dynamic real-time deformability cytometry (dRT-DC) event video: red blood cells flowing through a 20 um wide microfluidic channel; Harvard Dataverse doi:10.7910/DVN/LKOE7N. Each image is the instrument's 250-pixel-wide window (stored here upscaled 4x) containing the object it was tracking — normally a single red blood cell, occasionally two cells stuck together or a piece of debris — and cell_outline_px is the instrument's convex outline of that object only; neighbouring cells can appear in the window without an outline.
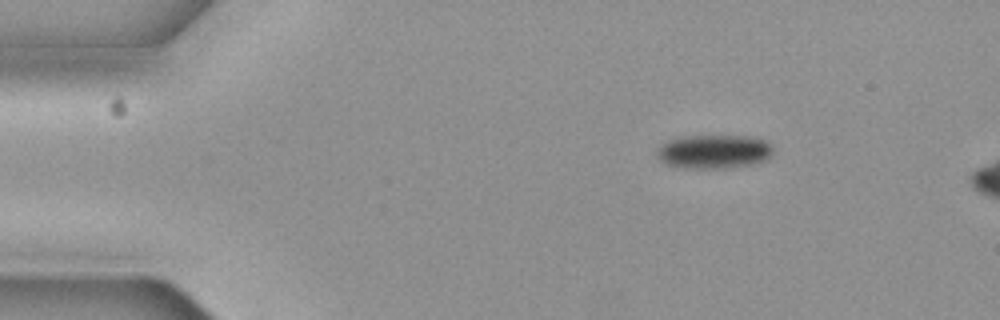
{"species": "common noctule bat (a hibernating species)", "species_latin": "Nyctalus noctula", "temperature_condition": "cold", "stored_images_in_passage": 2, "camera_frame_rate_fps": 3000, "um_per_image_px": 0.085, "animal": {"sex": "female", "body_mass_g": 19.3, "forearm_length_mm": 54.1}, "frame": {"image": 1, "passage_image": 1, "time_ms": 0.0, "image_size_px": [1000, 320], "cell_outline_px": [[772, 156], [768, 160], [752, 164], [728, 168], [684, 168], [664, 164], [656, 156], [656, 148], [672, 140], [684, 136], [748, 136], [768, 140], [772, 144]], "centroid_in_image_um": [60.72, 12.89], "position_along_channel_um": 24.3, "area_um2": 23.18}}